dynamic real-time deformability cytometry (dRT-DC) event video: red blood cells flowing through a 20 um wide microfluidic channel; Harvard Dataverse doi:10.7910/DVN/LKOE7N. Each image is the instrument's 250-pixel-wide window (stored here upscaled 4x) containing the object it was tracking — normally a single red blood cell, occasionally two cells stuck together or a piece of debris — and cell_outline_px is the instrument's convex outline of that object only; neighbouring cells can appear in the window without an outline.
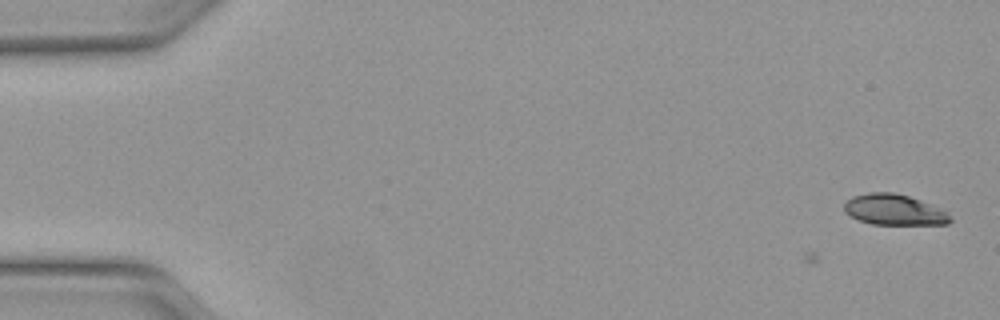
{"species": "Egyptian fruit bat (a non-hibernating species)", "species_latin": "Rousettus aegyptiacus", "temperature_condition": "warm", "stored_images_in_passage": 6, "camera_frame_rate_fps": 3000, "um_per_image_px": 0.085, "animal": {"sex": "female"}, "frame": {"image": 1, "passage_image": 6, "time_ms": 1.667, "image_size_px": [1000, 320], "cell_outline_px": [[952, 220], [948, 224], [872, 224], [860, 220], [844, 212], [844, 204], [852, 196], [868, 192], [892, 192], [908, 196], [920, 200], [940, 208], [948, 212]], "centroid_in_image_um": [76.01, 17.82], "position_along_channel_um": 9.0, "area_um2": 18.9}}